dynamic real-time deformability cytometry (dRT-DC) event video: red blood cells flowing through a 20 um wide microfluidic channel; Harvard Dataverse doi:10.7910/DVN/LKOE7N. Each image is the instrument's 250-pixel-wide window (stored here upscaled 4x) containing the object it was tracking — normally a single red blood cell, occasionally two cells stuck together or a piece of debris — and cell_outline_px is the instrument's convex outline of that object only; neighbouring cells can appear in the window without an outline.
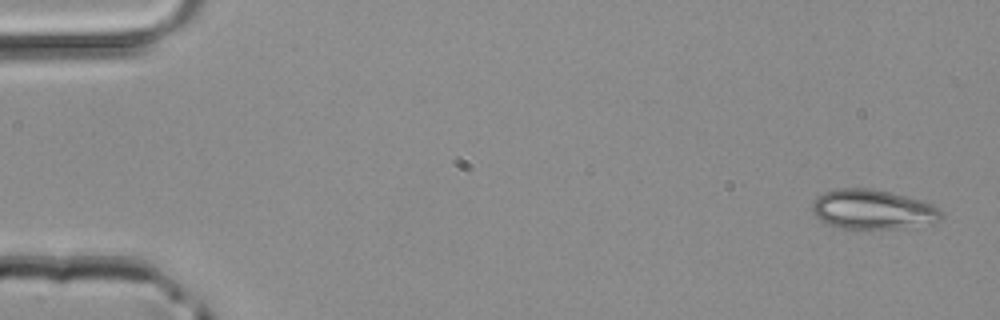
{"species": "common noctule bat (a hibernating species)", "species_latin": "Nyctalus noctula", "temperature_condition": "room temperature", "stored_images_in_passage": 5, "camera_frame_rate_fps": 3000, "um_per_image_px": 0.085, "animal": {"sex": "male", "body_mass_g": 20.4}, "frame": {"image": 1, "passage_image": 1, "time_ms": 0.0, "image_size_px": [1000, 320], "cell_outline_px": [[940, 220], [936, 224], [900, 228], [844, 228], [828, 224], [820, 220], [816, 216], [812, 208], [812, 204], [816, 196], [824, 192], [836, 188], [872, 188], [892, 192], [920, 200], [932, 204], [940, 212]], "centroid_in_image_um": [74.18, 17.79], "position_along_channel_um": 10.8, "area_um2": 29.82}}